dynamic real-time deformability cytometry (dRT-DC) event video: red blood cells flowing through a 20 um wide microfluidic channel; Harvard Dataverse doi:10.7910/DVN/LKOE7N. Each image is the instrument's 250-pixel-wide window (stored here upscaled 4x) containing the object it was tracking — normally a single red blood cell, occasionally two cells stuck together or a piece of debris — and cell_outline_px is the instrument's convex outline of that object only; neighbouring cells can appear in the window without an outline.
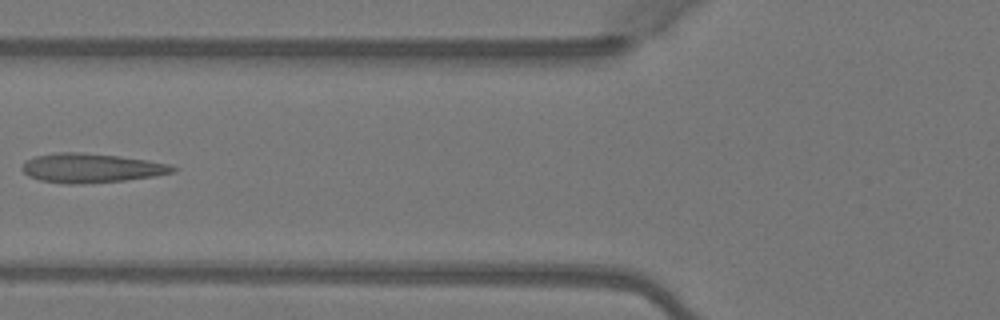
{"species": "Egyptian fruit bat (a non-hibernating species)", "species_latin": "Rousettus aegyptiacus", "temperature_condition": "warm", "stored_images_in_passage": 5, "camera_frame_rate_fps": 3000, "um_per_image_px": 0.085, "animal": {"sex": "female"}, "frame": {"image": 1, "passage_image": 5, "time_ms": 1.333, "image_size_px": [1000, 320], "cell_outline_px": [[180, 168], [172, 172], [156, 176], [124, 180], [80, 184], [64, 184], [40, 180], [28, 176], [20, 168], [24, 160], [36, 156], [56, 152], [80, 152], [120, 156], [148, 160], [168, 164]], "centroid_in_image_um": [7.72, 14.28], "position_along_channel_um": 118.1, "area_um2": 25.84}}